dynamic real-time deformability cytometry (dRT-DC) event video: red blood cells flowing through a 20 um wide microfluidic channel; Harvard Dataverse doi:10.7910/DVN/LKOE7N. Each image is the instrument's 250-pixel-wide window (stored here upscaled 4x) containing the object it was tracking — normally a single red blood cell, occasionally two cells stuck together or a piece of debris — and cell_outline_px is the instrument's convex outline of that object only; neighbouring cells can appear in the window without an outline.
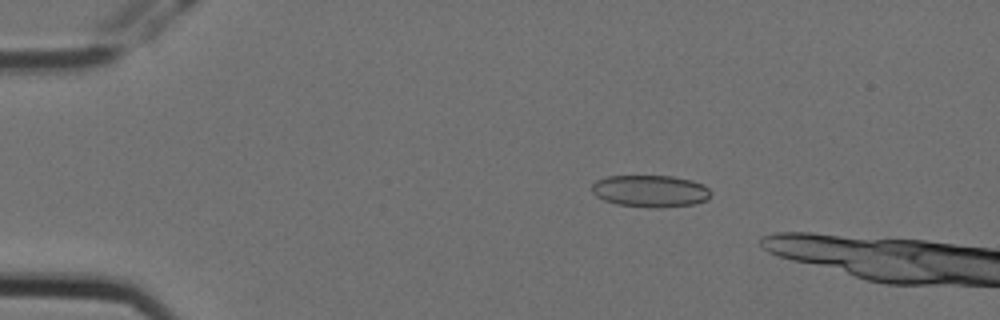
{"species": "Egyptian fruit bat (a non-hibernating species)", "species_latin": "Rousettus aegyptiacus", "temperature_condition": "cold", "stored_images_in_passage": 5, "camera_frame_rate_fps": 3000, "um_per_image_px": 0.085, "animal": {"sex": "female"}, "frame": {"image": 1, "passage_image": 3, "time_ms": 0.667, "image_size_px": [1000, 320], "cell_outline_px": [[712, 192], [708, 200], [692, 204], [660, 208], [652, 208], [616, 204], [604, 200], [596, 196], [592, 192], [592, 184], [596, 180], [608, 176], [672, 176], [692, 180], [704, 184]], "centroid_in_image_um": [55.29, 16.24], "position_along_channel_um": 29.7, "area_um2": 22.37}}